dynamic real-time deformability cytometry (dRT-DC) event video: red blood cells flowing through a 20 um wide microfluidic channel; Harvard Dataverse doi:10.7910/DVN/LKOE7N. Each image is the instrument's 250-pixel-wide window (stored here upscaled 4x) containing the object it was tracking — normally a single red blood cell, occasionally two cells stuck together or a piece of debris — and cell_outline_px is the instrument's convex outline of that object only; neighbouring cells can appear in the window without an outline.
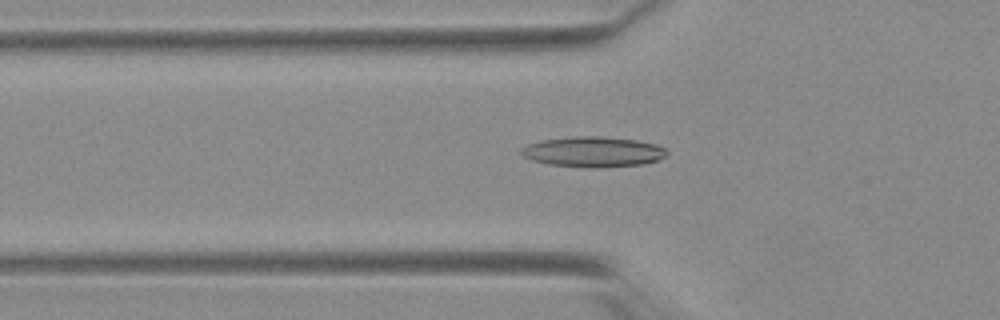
{"species": "Egyptian fruit bat (a non-hibernating species)", "species_latin": "Rousettus aegyptiacus", "temperature_condition": "warm", "stored_images_in_passage": 53, "camera_frame_rate_fps": 3000, "um_per_image_px": 0.085, "animal": {"sex": "female"}, "frame": {"image": 1, "passage_image": 19, "time_ms": 6.0, "image_size_px": [1000, 320], "cell_outline_px": [[668, 156], [656, 160], [640, 164], [596, 168], [592, 168], [548, 164], [532, 160], [524, 156], [520, 152], [520, 148], [528, 144], [540, 140], [576, 136], [600, 136], [636, 140], [656, 144], [664, 148], [668, 152]], "centroid_in_image_um": [50.4, 12.9], "position_along_channel_um": 75.4, "area_um2": 25.72}}
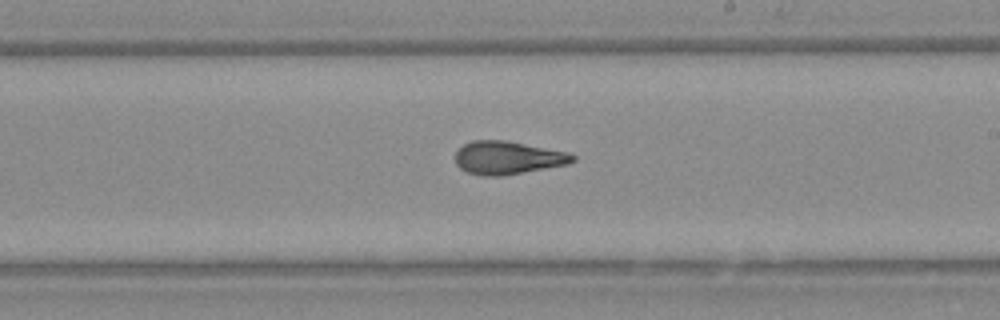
{"frame": {"image": 2, "passage_image": 32, "time_ms": 10.333, "image_size_px": [1000, 320], "cell_outline_px": [[576, 160], [568, 164], [504, 176], [484, 176], [468, 172], [460, 168], [456, 164], [456, 152], [464, 144], [472, 140], [504, 140], [568, 152], [576, 156]], "centroid_in_image_um": [43.17, 13.41], "position_along_channel_um": 245.8, "area_um2": 22.6}}
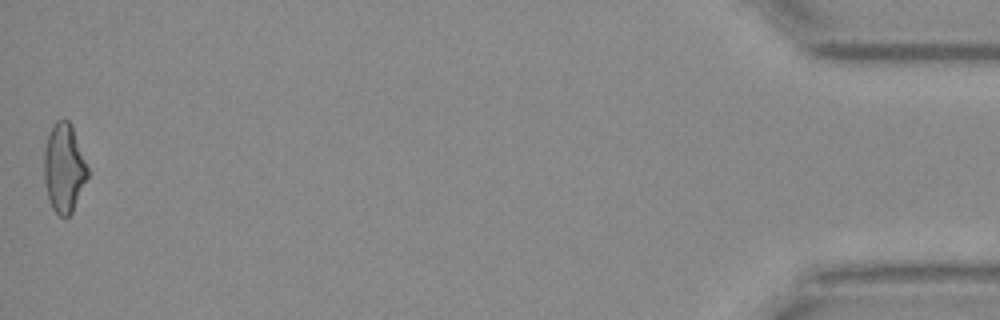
{"frame": {"image": 3, "passage_image": 53, "time_ms": 17.333, "image_size_px": [1000, 320], "cell_outline_px": [[88, 176], [72, 212], [68, 216], [60, 216], [52, 208], [48, 196], [44, 180], [44, 152], [48, 136], [56, 120], [64, 116], [72, 124], [88, 168]], "centroid_in_image_um": [5.44, 14.24], "position_along_channel_um": 429.8, "area_um2": 22.43}, "authors_computed_cell_mechanics": {"area_um2": 22.5998, "velocity_mm_per_s": 3.9236, "shape_relaxation_time_tau1_ms": 8.8202, "shape_relaxation_time_tau2_ms": 1.6564, "deformation_change_tau1": 0.2465, "deformation_change_tau2": 0.1003}}